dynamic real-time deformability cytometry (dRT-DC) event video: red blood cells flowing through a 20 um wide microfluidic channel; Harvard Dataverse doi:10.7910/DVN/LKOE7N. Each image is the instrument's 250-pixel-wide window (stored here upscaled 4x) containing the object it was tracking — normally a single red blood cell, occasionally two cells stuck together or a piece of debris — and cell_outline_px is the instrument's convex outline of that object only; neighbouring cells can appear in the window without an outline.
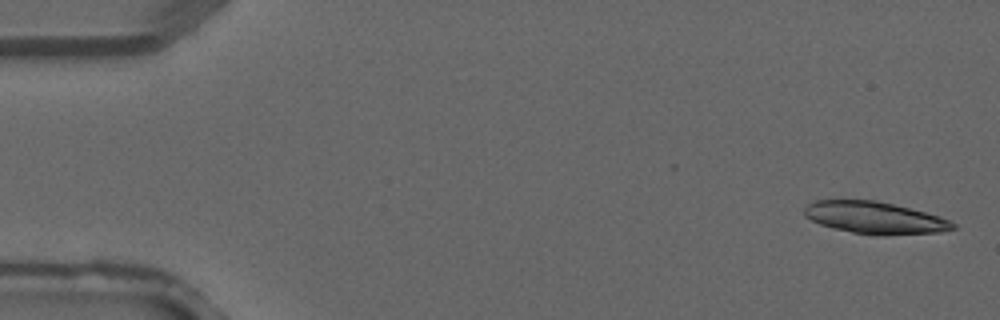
{"species": "common noctule bat (a hibernating species)", "species_latin": "Nyctalus noctula", "temperature_condition": "warm", "stored_images_in_passage": 3, "camera_frame_rate_fps": 3000, "um_per_image_px": 0.085, "animal": {"sex": "male", "forearm_length_mm": 52.5}, "frame": {"image": 1, "passage_image": 1, "time_ms": 0.0, "image_size_px": [1000, 320], "cell_outline_px": [[956, 228], [940, 232], [880, 236], [876, 236], [852, 232], [832, 228], [820, 224], [804, 216], [804, 208], [808, 204], [816, 200], [840, 196], [876, 200], [940, 216], [956, 224]], "centroid_in_image_um": [74.27, 18.47], "position_along_channel_um": 10.7, "area_um2": 28.61}}